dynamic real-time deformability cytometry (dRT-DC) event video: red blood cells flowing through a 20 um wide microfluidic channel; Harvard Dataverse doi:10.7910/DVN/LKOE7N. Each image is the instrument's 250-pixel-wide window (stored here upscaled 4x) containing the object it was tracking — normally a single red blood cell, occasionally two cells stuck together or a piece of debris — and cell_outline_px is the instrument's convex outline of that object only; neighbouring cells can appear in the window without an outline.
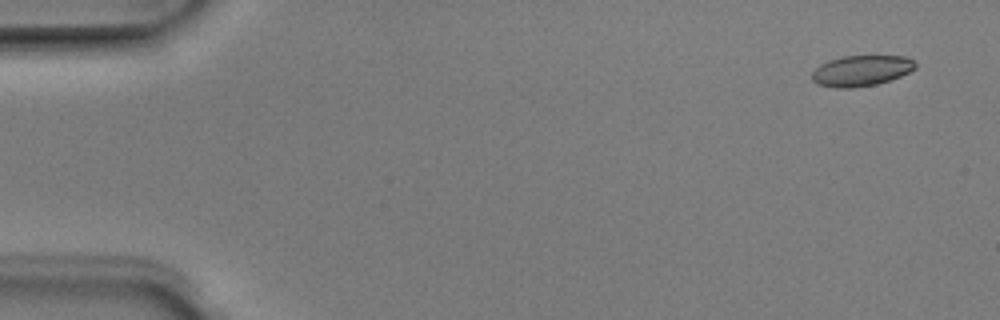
{"species": "Egyptian fruit bat (a non-hibernating species)", "species_latin": "Rousettus aegyptiacus", "temperature_condition": "room temperature", "stored_images_in_passage": 5, "camera_frame_rate_fps": 3000, "um_per_image_px": 0.085, "animal": {"sex": "male"}, "frame": {"image": 1, "passage_image": 1, "time_ms": 0.0, "image_size_px": [1000, 320], "cell_outline_px": [[916, 68], [900, 76], [876, 84], [852, 88], [836, 88], [816, 84], [812, 80], [812, 72], [820, 64], [828, 60], [844, 56], [904, 56], [916, 60]], "centroid_in_image_um": [73.2, 6.01], "position_along_channel_um": 11.8, "area_um2": 18.55}}
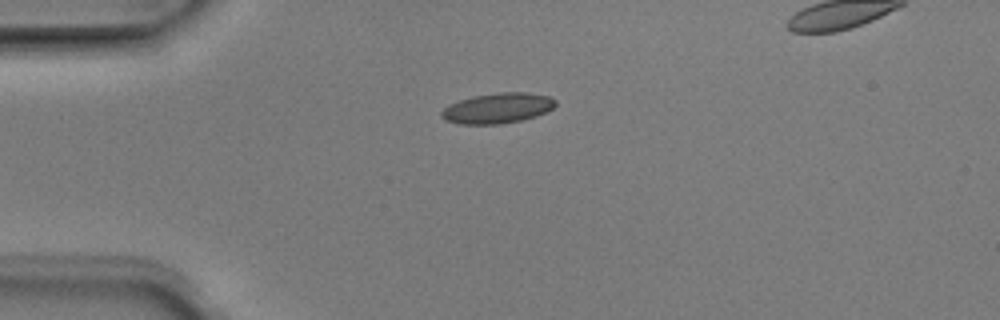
{"frame": {"image": 2, "passage_image": 4, "time_ms": 1.0, "image_size_px": [1000, 320], "cell_outline_px": [[556, 104], [548, 112], [536, 116], [520, 120], [500, 124], [460, 124], [444, 120], [440, 116], [440, 112], [444, 108], [460, 100], [472, 96], [500, 92], [524, 92], [548, 96], [556, 100]], "centroid_in_image_um": [42.29, 9.2], "position_along_channel_um": 42.7, "area_um2": 20.11}}